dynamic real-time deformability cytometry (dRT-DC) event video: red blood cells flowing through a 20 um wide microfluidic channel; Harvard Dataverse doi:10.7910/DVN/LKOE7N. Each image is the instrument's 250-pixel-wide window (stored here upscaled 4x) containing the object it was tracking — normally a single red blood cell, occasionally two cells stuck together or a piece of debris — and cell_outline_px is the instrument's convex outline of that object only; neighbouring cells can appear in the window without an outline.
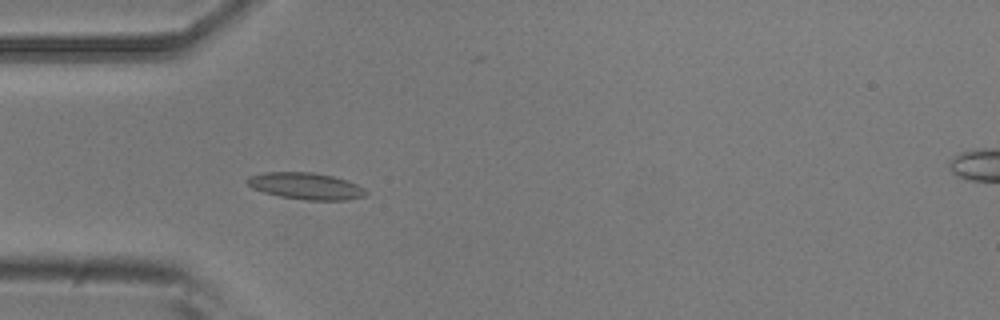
{"species": "common noctule bat (a hibernating species)", "species_latin": "Nyctalus noctula", "temperature_condition": "room temperature", "stored_images_in_passage": 4, "camera_frame_rate_fps": 3000, "um_per_image_px": 0.085, "animal": {"sex": "male", "body_mass_g": 20.5, "forearm_length_mm": 52.5}, "frame": {"image": 1, "passage_image": 4, "time_ms": 1.0, "image_size_px": [1000, 320], "cell_outline_px": [[368, 192], [364, 196], [348, 200], [304, 200], [280, 196], [264, 192], [252, 188], [244, 180], [248, 176], [264, 172], [312, 172], [332, 176], [348, 180], [364, 188]], "centroid_in_image_um": [25.99, 15.81], "position_along_channel_um": 59.0, "area_um2": 18.55}}